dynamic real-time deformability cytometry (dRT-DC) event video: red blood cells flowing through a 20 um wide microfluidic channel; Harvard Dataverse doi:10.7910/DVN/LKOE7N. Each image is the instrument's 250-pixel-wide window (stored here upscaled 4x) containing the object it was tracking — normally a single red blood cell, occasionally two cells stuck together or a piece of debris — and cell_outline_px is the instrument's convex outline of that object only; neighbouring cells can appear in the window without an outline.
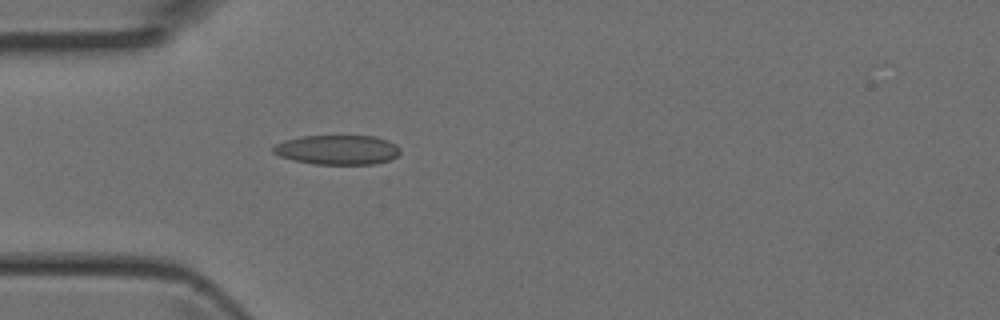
{"species": "Egyptian fruit bat (a non-hibernating species)", "species_latin": "Rousettus aegyptiacus", "temperature_condition": "room temperature", "stored_images_in_passage": 2, "camera_frame_rate_fps": 3000, "um_per_image_px": 0.085, "animal": {"sex": "female"}, "frame": {"image": 1, "passage_image": 2, "time_ms": 0.333, "image_size_px": [1000, 320], "cell_outline_px": [[400, 152], [396, 156], [388, 160], [376, 164], [316, 164], [292, 160], [280, 156], [272, 152], [272, 148], [276, 144], [284, 140], [300, 136], [376, 136], [388, 140], [396, 144], [400, 148]], "centroid_in_image_um": [28.68, 12.73], "position_along_channel_um": 56.3, "area_um2": 21.96}}